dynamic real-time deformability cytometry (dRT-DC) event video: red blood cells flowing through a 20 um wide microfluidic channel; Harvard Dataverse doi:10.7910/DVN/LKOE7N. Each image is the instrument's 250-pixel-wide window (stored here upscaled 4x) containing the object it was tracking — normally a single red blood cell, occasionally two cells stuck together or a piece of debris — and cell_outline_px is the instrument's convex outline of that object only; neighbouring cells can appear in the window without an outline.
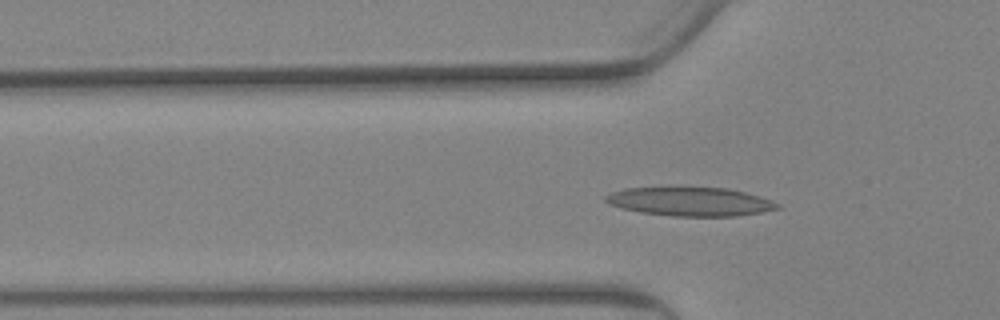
{"species": "Egyptian fruit bat (a non-hibernating species)", "species_latin": "Rousettus aegyptiacus", "temperature_condition": "warm", "stored_images_in_passage": 63, "camera_frame_rate_fps": 3000, "um_per_image_px": 0.085, "animal": {"sex": "female"}, "frame": {"image": 1, "passage_image": 22, "time_ms": 7.0, "image_size_px": [1000, 320], "cell_outline_px": [[780, 208], [760, 212], [736, 216], [672, 216], [640, 212], [620, 208], [608, 204], [604, 200], [604, 196], [612, 192], [624, 188], [672, 184], [728, 188], [760, 196], [772, 200], [780, 204]], "centroid_in_image_um": [58.59, 17.08], "position_along_channel_um": 67.2, "area_um2": 30.17}}
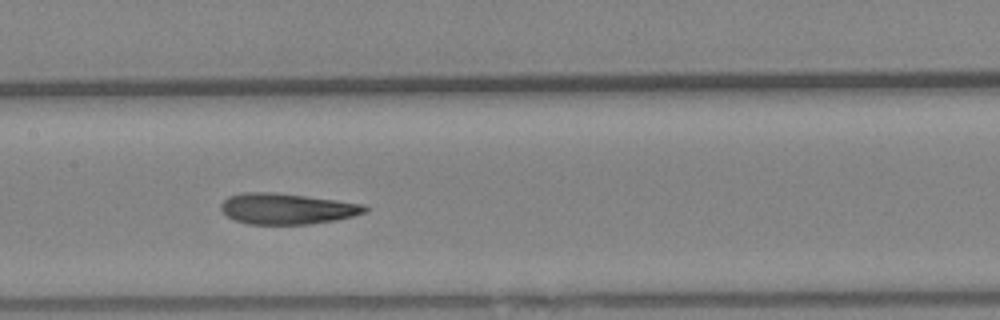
{"frame": {"image": 2, "passage_image": 34, "time_ms": 11.0, "image_size_px": [1000, 320], "cell_outline_px": [[368, 208], [364, 212], [352, 216], [336, 220], [312, 224], [248, 224], [236, 220], [228, 216], [220, 208], [220, 204], [228, 196], [244, 192], [272, 192], [304, 196], [364, 204]], "centroid_in_image_um": [24.36, 17.74], "position_along_channel_um": 183.0, "area_um2": 25.66}}
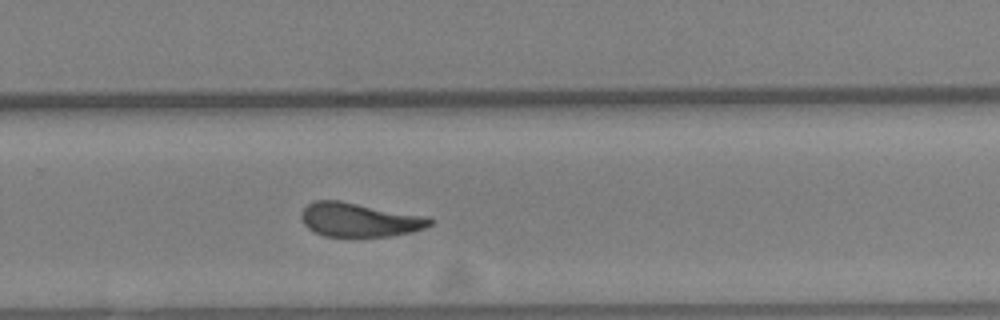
{"frame": {"image": 3, "passage_image": 46, "time_ms": 15.0, "image_size_px": [1000, 320], "cell_outline_px": [[432, 224], [424, 228], [412, 232], [388, 236], [324, 236], [308, 228], [304, 224], [300, 216], [300, 212], [308, 204], [316, 200], [340, 200], [420, 216], [432, 220]], "centroid_in_image_um": [30.46, 18.68], "position_along_channel_um": 299.3, "area_um2": 24.91}, "authors_computed_cell_mechanics": {"area_um2": 26.299, "velocity_mm_per_s": 2.917, "shape_relaxation_time_tau1_ms": null, "shape_relaxation_time_tau2_ms": 3.2826, "deformation_change_tau1": null, "deformation_change_tau2": 0.1118}}